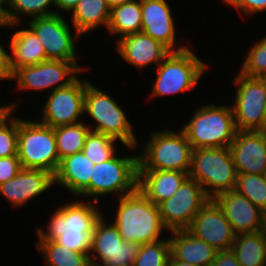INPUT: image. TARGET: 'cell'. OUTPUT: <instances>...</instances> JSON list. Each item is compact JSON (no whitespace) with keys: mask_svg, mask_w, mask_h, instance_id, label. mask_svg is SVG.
<instances>
[{"mask_svg":"<svg viewBox=\"0 0 266 266\" xmlns=\"http://www.w3.org/2000/svg\"><path fill=\"white\" fill-rule=\"evenodd\" d=\"M113 224L128 242L139 245L155 242L166 237L159 208L146 198L138 189L118 199ZM164 230V231H163Z\"/></svg>","mask_w":266,"mask_h":266,"instance_id":"cell-1","label":"cell"},{"mask_svg":"<svg viewBox=\"0 0 266 266\" xmlns=\"http://www.w3.org/2000/svg\"><path fill=\"white\" fill-rule=\"evenodd\" d=\"M182 125L193 150L230 147L237 132L232 107L225 104H204Z\"/></svg>","mask_w":266,"mask_h":266,"instance_id":"cell-2","label":"cell"},{"mask_svg":"<svg viewBox=\"0 0 266 266\" xmlns=\"http://www.w3.org/2000/svg\"><path fill=\"white\" fill-rule=\"evenodd\" d=\"M89 115L96 124L89 125L91 131L102 133L118 140L122 145L134 150L138 148V139L125 110L119 106L109 93L96 88L86 78L84 115Z\"/></svg>","mask_w":266,"mask_h":266,"instance_id":"cell-3","label":"cell"},{"mask_svg":"<svg viewBox=\"0 0 266 266\" xmlns=\"http://www.w3.org/2000/svg\"><path fill=\"white\" fill-rule=\"evenodd\" d=\"M163 129L151 131L149 140L143 143V151L138 154V169L189 172L193 148L184 132Z\"/></svg>","mask_w":266,"mask_h":266,"instance_id":"cell-4","label":"cell"},{"mask_svg":"<svg viewBox=\"0 0 266 266\" xmlns=\"http://www.w3.org/2000/svg\"><path fill=\"white\" fill-rule=\"evenodd\" d=\"M204 63L187 47L181 51H171L156 67L157 77L151 90V97H166L188 92L198 87L199 80L207 72Z\"/></svg>","mask_w":266,"mask_h":266,"instance_id":"cell-5","label":"cell"},{"mask_svg":"<svg viewBox=\"0 0 266 266\" xmlns=\"http://www.w3.org/2000/svg\"><path fill=\"white\" fill-rule=\"evenodd\" d=\"M189 177L203 187L210 199L234 190L237 173L230 147L194 149Z\"/></svg>","mask_w":266,"mask_h":266,"instance_id":"cell-6","label":"cell"},{"mask_svg":"<svg viewBox=\"0 0 266 266\" xmlns=\"http://www.w3.org/2000/svg\"><path fill=\"white\" fill-rule=\"evenodd\" d=\"M138 182V154L118 156L97 163L93 167L89 186L77 198H91L100 202V196L114 194L120 198L134 192Z\"/></svg>","mask_w":266,"mask_h":266,"instance_id":"cell-7","label":"cell"},{"mask_svg":"<svg viewBox=\"0 0 266 266\" xmlns=\"http://www.w3.org/2000/svg\"><path fill=\"white\" fill-rule=\"evenodd\" d=\"M17 156L22 168L42 169L54 175L60 162L54 128L18 117Z\"/></svg>","mask_w":266,"mask_h":266,"instance_id":"cell-8","label":"cell"},{"mask_svg":"<svg viewBox=\"0 0 266 266\" xmlns=\"http://www.w3.org/2000/svg\"><path fill=\"white\" fill-rule=\"evenodd\" d=\"M87 199L89 201L79 198L75 201L74 199L55 208L46 226L47 229L37 227V239L55 241L65 232H93L97 221L104 213L100 211L101 208L98 209V202Z\"/></svg>","mask_w":266,"mask_h":266,"instance_id":"cell-9","label":"cell"},{"mask_svg":"<svg viewBox=\"0 0 266 266\" xmlns=\"http://www.w3.org/2000/svg\"><path fill=\"white\" fill-rule=\"evenodd\" d=\"M65 18L64 14L37 17L28 20L27 26L43 45L47 60L78 63L75 43L78 41L77 38L82 36L76 30L72 32V24Z\"/></svg>","mask_w":266,"mask_h":266,"instance_id":"cell-10","label":"cell"},{"mask_svg":"<svg viewBox=\"0 0 266 266\" xmlns=\"http://www.w3.org/2000/svg\"><path fill=\"white\" fill-rule=\"evenodd\" d=\"M237 88L231 105L235 125L241 131H261L266 107V78L248 77L236 73Z\"/></svg>","mask_w":266,"mask_h":266,"instance_id":"cell-11","label":"cell"},{"mask_svg":"<svg viewBox=\"0 0 266 266\" xmlns=\"http://www.w3.org/2000/svg\"><path fill=\"white\" fill-rule=\"evenodd\" d=\"M78 64L62 60H46L36 65L18 68L13 73L19 91H46L64 88L73 83L85 70Z\"/></svg>","mask_w":266,"mask_h":266,"instance_id":"cell-12","label":"cell"},{"mask_svg":"<svg viewBox=\"0 0 266 266\" xmlns=\"http://www.w3.org/2000/svg\"><path fill=\"white\" fill-rule=\"evenodd\" d=\"M209 199L203 187L195 179L188 177L171 198L158 205L167 233L186 230Z\"/></svg>","mask_w":266,"mask_h":266,"instance_id":"cell-13","label":"cell"},{"mask_svg":"<svg viewBox=\"0 0 266 266\" xmlns=\"http://www.w3.org/2000/svg\"><path fill=\"white\" fill-rule=\"evenodd\" d=\"M81 75L70 85L50 92L43 104L40 123L57 128L82 122L86 79Z\"/></svg>","mask_w":266,"mask_h":266,"instance_id":"cell-14","label":"cell"},{"mask_svg":"<svg viewBox=\"0 0 266 266\" xmlns=\"http://www.w3.org/2000/svg\"><path fill=\"white\" fill-rule=\"evenodd\" d=\"M186 230L217 251L231 250L236 237L223 210L214 199L208 200Z\"/></svg>","mask_w":266,"mask_h":266,"instance_id":"cell-15","label":"cell"},{"mask_svg":"<svg viewBox=\"0 0 266 266\" xmlns=\"http://www.w3.org/2000/svg\"><path fill=\"white\" fill-rule=\"evenodd\" d=\"M214 200L236 234L266 230V213L236 190L220 193Z\"/></svg>","mask_w":266,"mask_h":266,"instance_id":"cell-16","label":"cell"},{"mask_svg":"<svg viewBox=\"0 0 266 266\" xmlns=\"http://www.w3.org/2000/svg\"><path fill=\"white\" fill-rule=\"evenodd\" d=\"M54 175L42 169L22 168L12 179L0 184V195L14 208L26 206L34 198L50 190Z\"/></svg>","mask_w":266,"mask_h":266,"instance_id":"cell-17","label":"cell"},{"mask_svg":"<svg viewBox=\"0 0 266 266\" xmlns=\"http://www.w3.org/2000/svg\"><path fill=\"white\" fill-rule=\"evenodd\" d=\"M141 32L161 42L170 51H181L188 46H177L175 19L166 0H141ZM177 41V42H176Z\"/></svg>","mask_w":266,"mask_h":266,"instance_id":"cell-18","label":"cell"},{"mask_svg":"<svg viewBox=\"0 0 266 266\" xmlns=\"http://www.w3.org/2000/svg\"><path fill=\"white\" fill-rule=\"evenodd\" d=\"M237 174L266 175V136L261 131L237 130L230 144Z\"/></svg>","mask_w":266,"mask_h":266,"instance_id":"cell-19","label":"cell"},{"mask_svg":"<svg viewBox=\"0 0 266 266\" xmlns=\"http://www.w3.org/2000/svg\"><path fill=\"white\" fill-rule=\"evenodd\" d=\"M116 41L114 47L119 56L138 71L152 64L157 67L171 52L161 42L143 32L129 34Z\"/></svg>","mask_w":266,"mask_h":266,"instance_id":"cell-20","label":"cell"},{"mask_svg":"<svg viewBox=\"0 0 266 266\" xmlns=\"http://www.w3.org/2000/svg\"><path fill=\"white\" fill-rule=\"evenodd\" d=\"M188 177L189 172L138 169L137 189L158 206L171 198Z\"/></svg>","mask_w":266,"mask_h":266,"instance_id":"cell-21","label":"cell"},{"mask_svg":"<svg viewBox=\"0 0 266 266\" xmlns=\"http://www.w3.org/2000/svg\"><path fill=\"white\" fill-rule=\"evenodd\" d=\"M94 165L82 151L67 156L59 162L54 184L78 197L89 186Z\"/></svg>","mask_w":266,"mask_h":266,"instance_id":"cell-22","label":"cell"},{"mask_svg":"<svg viewBox=\"0 0 266 266\" xmlns=\"http://www.w3.org/2000/svg\"><path fill=\"white\" fill-rule=\"evenodd\" d=\"M168 236L171 255L179 261L197 266H210L217 254V250L204 240L191 235L187 230H175Z\"/></svg>","mask_w":266,"mask_h":266,"instance_id":"cell-23","label":"cell"},{"mask_svg":"<svg viewBox=\"0 0 266 266\" xmlns=\"http://www.w3.org/2000/svg\"><path fill=\"white\" fill-rule=\"evenodd\" d=\"M109 222L103 214L95 225L89 253L91 266H111L115 263V252L124 242L119 229Z\"/></svg>","mask_w":266,"mask_h":266,"instance_id":"cell-24","label":"cell"},{"mask_svg":"<svg viewBox=\"0 0 266 266\" xmlns=\"http://www.w3.org/2000/svg\"><path fill=\"white\" fill-rule=\"evenodd\" d=\"M10 38L9 57L12 73L20 67L36 65L47 60L43 45L29 27L16 29Z\"/></svg>","mask_w":266,"mask_h":266,"instance_id":"cell-25","label":"cell"},{"mask_svg":"<svg viewBox=\"0 0 266 266\" xmlns=\"http://www.w3.org/2000/svg\"><path fill=\"white\" fill-rule=\"evenodd\" d=\"M111 8L106 0H80L70 13L74 29L82 36L109 23Z\"/></svg>","mask_w":266,"mask_h":266,"instance_id":"cell-26","label":"cell"},{"mask_svg":"<svg viewBox=\"0 0 266 266\" xmlns=\"http://www.w3.org/2000/svg\"><path fill=\"white\" fill-rule=\"evenodd\" d=\"M231 250L240 266H266V230L236 234Z\"/></svg>","mask_w":266,"mask_h":266,"instance_id":"cell-27","label":"cell"},{"mask_svg":"<svg viewBox=\"0 0 266 266\" xmlns=\"http://www.w3.org/2000/svg\"><path fill=\"white\" fill-rule=\"evenodd\" d=\"M141 28V0H133L111 8L107 26L109 35H117L116 39L119 40L126 35L141 32Z\"/></svg>","mask_w":266,"mask_h":266,"instance_id":"cell-28","label":"cell"},{"mask_svg":"<svg viewBox=\"0 0 266 266\" xmlns=\"http://www.w3.org/2000/svg\"><path fill=\"white\" fill-rule=\"evenodd\" d=\"M52 5L56 8V0H10L9 7L0 16V23L3 28L16 29L22 24L23 14L28 16V20L55 15L56 10L51 9Z\"/></svg>","mask_w":266,"mask_h":266,"instance_id":"cell-29","label":"cell"},{"mask_svg":"<svg viewBox=\"0 0 266 266\" xmlns=\"http://www.w3.org/2000/svg\"><path fill=\"white\" fill-rule=\"evenodd\" d=\"M35 244L46 266H91L89 254L72 251L53 240H37Z\"/></svg>","mask_w":266,"mask_h":266,"instance_id":"cell-30","label":"cell"},{"mask_svg":"<svg viewBox=\"0 0 266 266\" xmlns=\"http://www.w3.org/2000/svg\"><path fill=\"white\" fill-rule=\"evenodd\" d=\"M90 131L85 121L54 128L59 159L81 152Z\"/></svg>","mask_w":266,"mask_h":266,"instance_id":"cell-31","label":"cell"},{"mask_svg":"<svg viewBox=\"0 0 266 266\" xmlns=\"http://www.w3.org/2000/svg\"><path fill=\"white\" fill-rule=\"evenodd\" d=\"M234 190L266 213V175L237 174Z\"/></svg>","mask_w":266,"mask_h":266,"instance_id":"cell-32","label":"cell"},{"mask_svg":"<svg viewBox=\"0 0 266 266\" xmlns=\"http://www.w3.org/2000/svg\"><path fill=\"white\" fill-rule=\"evenodd\" d=\"M117 141L105 134L90 131L86 137L82 152L94 164L105 162L117 154L115 145Z\"/></svg>","mask_w":266,"mask_h":266,"instance_id":"cell-33","label":"cell"},{"mask_svg":"<svg viewBox=\"0 0 266 266\" xmlns=\"http://www.w3.org/2000/svg\"><path fill=\"white\" fill-rule=\"evenodd\" d=\"M168 235L164 239L140 245L133 266H168L171 256Z\"/></svg>","mask_w":266,"mask_h":266,"instance_id":"cell-34","label":"cell"},{"mask_svg":"<svg viewBox=\"0 0 266 266\" xmlns=\"http://www.w3.org/2000/svg\"><path fill=\"white\" fill-rule=\"evenodd\" d=\"M238 71L248 77L266 78V36L251 45Z\"/></svg>","mask_w":266,"mask_h":266,"instance_id":"cell-35","label":"cell"},{"mask_svg":"<svg viewBox=\"0 0 266 266\" xmlns=\"http://www.w3.org/2000/svg\"><path fill=\"white\" fill-rule=\"evenodd\" d=\"M9 110L0 119V158L17 156L18 118Z\"/></svg>","mask_w":266,"mask_h":266,"instance_id":"cell-36","label":"cell"},{"mask_svg":"<svg viewBox=\"0 0 266 266\" xmlns=\"http://www.w3.org/2000/svg\"><path fill=\"white\" fill-rule=\"evenodd\" d=\"M93 232L63 233L55 242L72 251L90 253Z\"/></svg>","mask_w":266,"mask_h":266,"instance_id":"cell-37","label":"cell"},{"mask_svg":"<svg viewBox=\"0 0 266 266\" xmlns=\"http://www.w3.org/2000/svg\"><path fill=\"white\" fill-rule=\"evenodd\" d=\"M140 245L136 242L124 241L115 252V263L111 266H133Z\"/></svg>","mask_w":266,"mask_h":266,"instance_id":"cell-38","label":"cell"},{"mask_svg":"<svg viewBox=\"0 0 266 266\" xmlns=\"http://www.w3.org/2000/svg\"><path fill=\"white\" fill-rule=\"evenodd\" d=\"M22 169L18 156L0 158V184L15 177Z\"/></svg>","mask_w":266,"mask_h":266,"instance_id":"cell-39","label":"cell"},{"mask_svg":"<svg viewBox=\"0 0 266 266\" xmlns=\"http://www.w3.org/2000/svg\"><path fill=\"white\" fill-rule=\"evenodd\" d=\"M231 7L241 11L246 17L266 11V0H237Z\"/></svg>","mask_w":266,"mask_h":266,"instance_id":"cell-40","label":"cell"},{"mask_svg":"<svg viewBox=\"0 0 266 266\" xmlns=\"http://www.w3.org/2000/svg\"><path fill=\"white\" fill-rule=\"evenodd\" d=\"M1 80L12 81L13 73L10 69L9 53L0 42V81Z\"/></svg>","mask_w":266,"mask_h":266,"instance_id":"cell-41","label":"cell"},{"mask_svg":"<svg viewBox=\"0 0 266 266\" xmlns=\"http://www.w3.org/2000/svg\"><path fill=\"white\" fill-rule=\"evenodd\" d=\"M210 266H240L232 250L217 251L215 259Z\"/></svg>","mask_w":266,"mask_h":266,"instance_id":"cell-42","label":"cell"},{"mask_svg":"<svg viewBox=\"0 0 266 266\" xmlns=\"http://www.w3.org/2000/svg\"><path fill=\"white\" fill-rule=\"evenodd\" d=\"M79 1L80 0H56V14L63 15V13H68L70 15Z\"/></svg>","mask_w":266,"mask_h":266,"instance_id":"cell-43","label":"cell"},{"mask_svg":"<svg viewBox=\"0 0 266 266\" xmlns=\"http://www.w3.org/2000/svg\"><path fill=\"white\" fill-rule=\"evenodd\" d=\"M15 105H17L16 103H15V101L14 102H9V103H7V104H2V105H0V119L9 111V110H13L14 111V113H15V110H17V109H15L16 108V106Z\"/></svg>","mask_w":266,"mask_h":266,"instance_id":"cell-44","label":"cell"},{"mask_svg":"<svg viewBox=\"0 0 266 266\" xmlns=\"http://www.w3.org/2000/svg\"><path fill=\"white\" fill-rule=\"evenodd\" d=\"M168 266H197L194 264H189L184 261L176 260L172 255L170 256Z\"/></svg>","mask_w":266,"mask_h":266,"instance_id":"cell-45","label":"cell"},{"mask_svg":"<svg viewBox=\"0 0 266 266\" xmlns=\"http://www.w3.org/2000/svg\"><path fill=\"white\" fill-rule=\"evenodd\" d=\"M109 7L110 8H113L115 6H118V5H122V4H125L127 2H131L133 0H106Z\"/></svg>","mask_w":266,"mask_h":266,"instance_id":"cell-46","label":"cell"},{"mask_svg":"<svg viewBox=\"0 0 266 266\" xmlns=\"http://www.w3.org/2000/svg\"><path fill=\"white\" fill-rule=\"evenodd\" d=\"M9 4L10 0H0V16L7 10Z\"/></svg>","mask_w":266,"mask_h":266,"instance_id":"cell-47","label":"cell"},{"mask_svg":"<svg viewBox=\"0 0 266 266\" xmlns=\"http://www.w3.org/2000/svg\"><path fill=\"white\" fill-rule=\"evenodd\" d=\"M262 132L266 133V107H265L264 116L262 120Z\"/></svg>","mask_w":266,"mask_h":266,"instance_id":"cell-48","label":"cell"},{"mask_svg":"<svg viewBox=\"0 0 266 266\" xmlns=\"http://www.w3.org/2000/svg\"><path fill=\"white\" fill-rule=\"evenodd\" d=\"M237 0H222L224 4H228L227 6H232Z\"/></svg>","mask_w":266,"mask_h":266,"instance_id":"cell-49","label":"cell"}]
</instances>
